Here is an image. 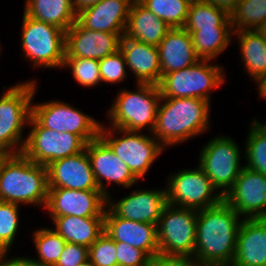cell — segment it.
<instances>
[{
  "instance_id": "cell-1",
  "label": "cell",
  "mask_w": 266,
  "mask_h": 266,
  "mask_svg": "<svg viewBox=\"0 0 266 266\" xmlns=\"http://www.w3.org/2000/svg\"><path fill=\"white\" fill-rule=\"evenodd\" d=\"M239 218L224 199L198 211L194 257L204 266H231L242 222Z\"/></svg>"
},
{
  "instance_id": "cell-2",
  "label": "cell",
  "mask_w": 266,
  "mask_h": 266,
  "mask_svg": "<svg viewBox=\"0 0 266 266\" xmlns=\"http://www.w3.org/2000/svg\"><path fill=\"white\" fill-rule=\"evenodd\" d=\"M154 136L163 146L183 142L203 133L209 127L210 102L200 98H161Z\"/></svg>"
},
{
  "instance_id": "cell-3",
  "label": "cell",
  "mask_w": 266,
  "mask_h": 266,
  "mask_svg": "<svg viewBox=\"0 0 266 266\" xmlns=\"http://www.w3.org/2000/svg\"><path fill=\"white\" fill-rule=\"evenodd\" d=\"M47 200V167L22 153L6 154L0 161V201L46 207Z\"/></svg>"
},
{
  "instance_id": "cell-4",
  "label": "cell",
  "mask_w": 266,
  "mask_h": 266,
  "mask_svg": "<svg viewBox=\"0 0 266 266\" xmlns=\"http://www.w3.org/2000/svg\"><path fill=\"white\" fill-rule=\"evenodd\" d=\"M138 91H121L111 109L108 118L114 128L139 132L144 127L153 132L157 110L161 100L158 85L137 84Z\"/></svg>"
},
{
  "instance_id": "cell-5",
  "label": "cell",
  "mask_w": 266,
  "mask_h": 266,
  "mask_svg": "<svg viewBox=\"0 0 266 266\" xmlns=\"http://www.w3.org/2000/svg\"><path fill=\"white\" fill-rule=\"evenodd\" d=\"M35 91V81L23 82L12 86L0 98V150L5 154L22 153L26 141H21L22 131L32 115Z\"/></svg>"
},
{
  "instance_id": "cell-6",
  "label": "cell",
  "mask_w": 266,
  "mask_h": 266,
  "mask_svg": "<svg viewBox=\"0 0 266 266\" xmlns=\"http://www.w3.org/2000/svg\"><path fill=\"white\" fill-rule=\"evenodd\" d=\"M199 60L194 65L162 76L161 98H200L210 102V91L225 82L223 68Z\"/></svg>"
},
{
  "instance_id": "cell-7",
  "label": "cell",
  "mask_w": 266,
  "mask_h": 266,
  "mask_svg": "<svg viewBox=\"0 0 266 266\" xmlns=\"http://www.w3.org/2000/svg\"><path fill=\"white\" fill-rule=\"evenodd\" d=\"M22 49L34 67H62L65 59V31L23 15Z\"/></svg>"
},
{
  "instance_id": "cell-8",
  "label": "cell",
  "mask_w": 266,
  "mask_h": 266,
  "mask_svg": "<svg viewBox=\"0 0 266 266\" xmlns=\"http://www.w3.org/2000/svg\"><path fill=\"white\" fill-rule=\"evenodd\" d=\"M198 211L167 204L157 223L159 254L193 256Z\"/></svg>"
},
{
  "instance_id": "cell-9",
  "label": "cell",
  "mask_w": 266,
  "mask_h": 266,
  "mask_svg": "<svg viewBox=\"0 0 266 266\" xmlns=\"http://www.w3.org/2000/svg\"><path fill=\"white\" fill-rule=\"evenodd\" d=\"M29 125L32 129L25 139L22 154L36 164L47 166L85 150L87 143L78 135L45 128L32 115Z\"/></svg>"
},
{
  "instance_id": "cell-10",
  "label": "cell",
  "mask_w": 266,
  "mask_h": 266,
  "mask_svg": "<svg viewBox=\"0 0 266 266\" xmlns=\"http://www.w3.org/2000/svg\"><path fill=\"white\" fill-rule=\"evenodd\" d=\"M106 130L107 128L101 124L99 137L129 167L138 180L147 173L157 156L161 155L164 150L154 136L150 137L137 131L120 130L114 127ZM110 130L111 132L117 130L124 135L121 138H112Z\"/></svg>"
},
{
  "instance_id": "cell-11",
  "label": "cell",
  "mask_w": 266,
  "mask_h": 266,
  "mask_svg": "<svg viewBox=\"0 0 266 266\" xmlns=\"http://www.w3.org/2000/svg\"><path fill=\"white\" fill-rule=\"evenodd\" d=\"M168 182L167 204L172 206L200 211L223 200L221 193L212 196L217 189L199 166L194 170H181L171 175Z\"/></svg>"
},
{
  "instance_id": "cell-12",
  "label": "cell",
  "mask_w": 266,
  "mask_h": 266,
  "mask_svg": "<svg viewBox=\"0 0 266 266\" xmlns=\"http://www.w3.org/2000/svg\"><path fill=\"white\" fill-rule=\"evenodd\" d=\"M199 167L224 197L234 186L243 169L240 166V149L234 140L220 136L212 139L201 150Z\"/></svg>"
},
{
  "instance_id": "cell-13",
  "label": "cell",
  "mask_w": 266,
  "mask_h": 266,
  "mask_svg": "<svg viewBox=\"0 0 266 266\" xmlns=\"http://www.w3.org/2000/svg\"><path fill=\"white\" fill-rule=\"evenodd\" d=\"M32 116L43 127L78 135L86 143L99 137L101 123L64 102L32 105Z\"/></svg>"
},
{
  "instance_id": "cell-14",
  "label": "cell",
  "mask_w": 266,
  "mask_h": 266,
  "mask_svg": "<svg viewBox=\"0 0 266 266\" xmlns=\"http://www.w3.org/2000/svg\"><path fill=\"white\" fill-rule=\"evenodd\" d=\"M223 199L245 219L266 218V175L243 166Z\"/></svg>"
},
{
  "instance_id": "cell-15",
  "label": "cell",
  "mask_w": 266,
  "mask_h": 266,
  "mask_svg": "<svg viewBox=\"0 0 266 266\" xmlns=\"http://www.w3.org/2000/svg\"><path fill=\"white\" fill-rule=\"evenodd\" d=\"M107 197L100 190L48 188L44 209L51 217H104Z\"/></svg>"
},
{
  "instance_id": "cell-16",
  "label": "cell",
  "mask_w": 266,
  "mask_h": 266,
  "mask_svg": "<svg viewBox=\"0 0 266 266\" xmlns=\"http://www.w3.org/2000/svg\"><path fill=\"white\" fill-rule=\"evenodd\" d=\"M124 34L90 30L76 20L65 32V58L101 60L120 49Z\"/></svg>"
},
{
  "instance_id": "cell-17",
  "label": "cell",
  "mask_w": 266,
  "mask_h": 266,
  "mask_svg": "<svg viewBox=\"0 0 266 266\" xmlns=\"http://www.w3.org/2000/svg\"><path fill=\"white\" fill-rule=\"evenodd\" d=\"M46 167L48 188L100 190L86 149L76 155L55 160Z\"/></svg>"
},
{
  "instance_id": "cell-18",
  "label": "cell",
  "mask_w": 266,
  "mask_h": 266,
  "mask_svg": "<svg viewBox=\"0 0 266 266\" xmlns=\"http://www.w3.org/2000/svg\"><path fill=\"white\" fill-rule=\"evenodd\" d=\"M86 152L91 168L100 191L108 198L110 195L103 185L102 179L107 183L115 182L124 187H131L138 181L129 167L118 158L110 147L98 137L86 144ZM105 186V187H104Z\"/></svg>"
},
{
  "instance_id": "cell-19",
  "label": "cell",
  "mask_w": 266,
  "mask_h": 266,
  "mask_svg": "<svg viewBox=\"0 0 266 266\" xmlns=\"http://www.w3.org/2000/svg\"><path fill=\"white\" fill-rule=\"evenodd\" d=\"M104 233L115 242L144 250L151 258L159 254L157 225L118 217L108 206L104 214Z\"/></svg>"
},
{
  "instance_id": "cell-20",
  "label": "cell",
  "mask_w": 266,
  "mask_h": 266,
  "mask_svg": "<svg viewBox=\"0 0 266 266\" xmlns=\"http://www.w3.org/2000/svg\"><path fill=\"white\" fill-rule=\"evenodd\" d=\"M167 205L166 189L139 190L116 202L107 198V206L118 216L127 220L157 225Z\"/></svg>"
},
{
  "instance_id": "cell-21",
  "label": "cell",
  "mask_w": 266,
  "mask_h": 266,
  "mask_svg": "<svg viewBox=\"0 0 266 266\" xmlns=\"http://www.w3.org/2000/svg\"><path fill=\"white\" fill-rule=\"evenodd\" d=\"M134 0H102L77 12V21L90 30L125 33L129 10Z\"/></svg>"
},
{
  "instance_id": "cell-22",
  "label": "cell",
  "mask_w": 266,
  "mask_h": 266,
  "mask_svg": "<svg viewBox=\"0 0 266 266\" xmlns=\"http://www.w3.org/2000/svg\"><path fill=\"white\" fill-rule=\"evenodd\" d=\"M231 266H266V218L242 220Z\"/></svg>"
},
{
  "instance_id": "cell-23",
  "label": "cell",
  "mask_w": 266,
  "mask_h": 266,
  "mask_svg": "<svg viewBox=\"0 0 266 266\" xmlns=\"http://www.w3.org/2000/svg\"><path fill=\"white\" fill-rule=\"evenodd\" d=\"M127 67L134 72L137 84L159 85L161 66L156 46L148 45L132 38L123 36L120 41Z\"/></svg>"
},
{
  "instance_id": "cell-24",
  "label": "cell",
  "mask_w": 266,
  "mask_h": 266,
  "mask_svg": "<svg viewBox=\"0 0 266 266\" xmlns=\"http://www.w3.org/2000/svg\"><path fill=\"white\" fill-rule=\"evenodd\" d=\"M157 48L161 78L166 73L190 67L200 60L196 55L191 34L184 28H171Z\"/></svg>"
},
{
  "instance_id": "cell-25",
  "label": "cell",
  "mask_w": 266,
  "mask_h": 266,
  "mask_svg": "<svg viewBox=\"0 0 266 266\" xmlns=\"http://www.w3.org/2000/svg\"><path fill=\"white\" fill-rule=\"evenodd\" d=\"M170 27L138 0L131 4L124 36L158 47Z\"/></svg>"
},
{
  "instance_id": "cell-26",
  "label": "cell",
  "mask_w": 266,
  "mask_h": 266,
  "mask_svg": "<svg viewBox=\"0 0 266 266\" xmlns=\"http://www.w3.org/2000/svg\"><path fill=\"white\" fill-rule=\"evenodd\" d=\"M55 231L66 241L89 248L104 233V217H51Z\"/></svg>"
},
{
  "instance_id": "cell-27",
  "label": "cell",
  "mask_w": 266,
  "mask_h": 266,
  "mask_svg": "<svg viewBox=\"0 0 266 266\" xmlns=\"http://www.w3.org/2000/svg\"><path fill=\"white\" fill-rule=\"evenodd\" d=\"M24 13L65 32L77 19L72 0H26Z\"/></svg>"
},
{
  "instance_id": "cell-28",
  "label": "cell",
  "mask_w": 266,
  "mask_h": 266,
  "mask_svg": "<svg viewBox=\"0 0 266 266\" xmlns=\"http://www.w3.org/2000/svg\"><path fill=\"white\" fill-rule=\"evenodd\" d=\"M239 37L242 62L259 83L266 77V42L258 30L233 31Z\"/></svg>"
},
{
  "instance_id": "cell-29",
  "label": "cell",
  "mask_w": 266,
  "mask_h": 266,
  "mask_svg": "<svg viewBox=\"0 0 266 266\" xmlns=\"http://www.w3.org/2000/svg\"><path fill=\"white\" fill-rule=\"evenodd\" d=\"M232 27L230 15L223 9L207 1L190 3L184 29L194 33L202 28Z\"/></svg>"
},
{
  "instance_id": "cell-30",
  "label": "cell",
  "mask_w": 266,
  "mask_h": 266,
  "mask_svg": "<svg viewBox=\"0 0 266 266\" xmlns=\"http://www.w3.org/2000/svg\"><path fill=\"white\" fill-rule=\"evenodd\" d=\"M232 33L233 27L202 28L190 33L196 55L201 60H212L229 45Z\"/></svg>"
},
{
  "instance_id": "cell-31",
  "label": "cell",
  "mask_w": 266,
  "mask_h": 266,
  "mask_svg": "<svg viewBox=\"0 0 266 266\" xmlns=\"http://www.w3.org/2000/svg\"><path fill=\"white\" fill-rule=\"evenodd\" d=\"M229 15L233 31L257 30L266 23V0H241Z\"/></svg>"
},
{
  "instance_id": "cell-32",
  "label": "cell",
  "mask_w": 266,
  "mask_h": 266,
  "mask_svg": "<svg viewBox=\"0 0 266 266\" xmlns=\"http://www.w3.org/2000/svg\"><path fill=\"white\" fill-rule=\"evenodd\" d=\"M145 8L152 11L171 28H183L191 1L190 0H138Z\"/></svg>"
},
{
  "instance_id": "cell-33",
  "label": "cell",
  "mask_w": 266,
  "mask_h": 266,
  "mask_svg": "<svg viewBox=\"0 0 266 266\" xmlns=\"http://www.w3.org/2000/svg\"><path fill=\"white\" fill-rule=\"evenodd\" d=\"M245 148L247 165L251 170L266 175V123H251Z\"/></svg>"
},
{
  "instance_id": "cell-34",
  "label": "cell",
  "mask_w": 266,
  "mask_h": 266,
  "mask_svg": "<svg viewBox=\"0 0 266 266\" xmlns=\"http://www.w3.org/2000/svg\"><path fill=\"white\" fill-rule=\"evenodd\" d=\"M34 244L40 259L33 260L39 266H55L64 250L66 241L53 228H44L34 233Z\"/></svg>"
},
{
  "instance_id": "cell-35",
  "label": "cell",
  "mask_w": 266,
  "mask_h": 266,
  "mask_svg": "<svg viewBox=\"0 0 266 266\" xmlns=\"http://www.w3.org/2000/svg\"><path fill=\"white\" fill-rule=\"evenodd\" d=\"M70 67L75 80L83 86H95L101 82L99 60L88 58H65L63 67Z\"/></svg>"
},
{
  "instance_id": "cell-36",
  "label": "cell",
  "mask_w": 266,
  "mask_h": 266,
  "mask_svg": "<svg viewBox=\"0 0 266 266\" xmlns=\"http://www.w3.org/2000/svg\"><path fill=\"white\" fill-rule=\"evenodd\" d=\"M18 204L0 201V244L8 250L18 230Z\"/></svg>"
},
{
  "instance_id": "cell-37",
  "label": "cell",
  "mask_w": 266,
  "mask_h": 266,
  "mask_svg": "<svg viewBox=\"0 0 266 266\" xmlns=\"http://www.w3.org/2000/svg\"><path fill=\"white\" fill-rule=\"evenodd\" d=\"M88 259L95 266H118L115 241L103 233L88 248Z\"/></svg>"
},
{
  "instance_id": "cell-38",
  "label": "cell",
  "mask_w": 266,
  "mask_h": 266,
  "mask_svg": "<svg viewBox=\"0 0 266 266\" xmlns=\"http://www.w3.org/2000/svg\"><path fill=\"white\" fill-rule=\"evenodd\" d=\"M126 61L120 49L114 54L99 60V71L102 82H121L126 77Z\"/></svg>"
},
{
  "instance_id": "cell-39",
  "label": "cell",
  "mask_w": 266,
  "mask_h": 266,
  "mask_svg": "<svg viewBox=\"0 0 266 266\" xmlns=\"http://www.w3.org/2000/svg\"><path fill=\"white\" fill-rule=\"evenodd\" d=\"M115 245L118 266H151L152 258L144 250L122 242Z\"/></svg>"
},
{
  "instance_id": "cell-40",
  "label": "cell",
  "mask_w": 266,
  "mask_h": 266,
  "mask_svg": "<svg viewBox=\"0 0 266 266\" xmlns=\"http://www.w3.org/2000/svg\"><path fill=\"white\" fill-rule=\"evenodd\" d=\"M88 259V248L75 243L66 242L55 266H78Z\"/></svg>"
},
{
  "instance_id": "cell-41",
  "label": "cell",
  "mask_w": 266,
  "mask_h": 266,
  "mask_svg": "<svg viewBox=\"0 0 266 266\" xmlns=\"http://www.w3.org/2000/svg\"><path fill=\"white\" fill-rule=\"evenodd\" d=\"M151 266H204L193 256H166L157 254L151 260Z\"/></svg>"
},
{
  "instance_id": "cell-42",
  "label": "cell",
  "mask_w": 266,
  "mask_h": 266,
  "mask_svg": "<svg viewBox=\"0 0 266 266\" xmlns=\"http://www.w3.org/2000/svg\"><path fill=\"white\" fill-rule=\"evenodd\" d=\"M0 266H39L33 258H11L7 259L6 258L2 261H0Z\"/></svg>"
},
{
  "instance_id": "cell-43",
  "label": "cell",
  "mask_w": 266,
  "mask_h": 266,
  "mask_svg": "<svg viewBox=\"0 0 266 266\" xmlns=\"http://www.w3.org/2000/svg\"><path fill=\"white\" fill-rule=\"evenodd\" d=\"M205 1L213 3L217 7L225 10L228 14H230L241 0H205Z\"/></svg>"
},
{
  "instance_id": "cell-44",
  "label": "cell",
  "mask_w": 266,
  "mask_h": 266,
  "mask_svg": "<svg viewBox=\"0 0 266 266\" xmlns=\"http://www.w3.org/2000/svg\"><path fill=\"white\" fill-rule=\"evenodd\" d=\"M102 0H72L73 7L76 12H79L85 8L93 6Z\"/></svg>"
},
{
  "instance_id": "cell-45",
  "label": "cell",
  "mask_w": 266,
  "mask_h": 266,
  "mask_svg": "<svg viewBox=\"0 0 266 266\" xmlns=\"http://www.w3.org/2000/svg\"><path fill=\"white\" fill-rule=\"evenodd\" d=\"M258 87L260 96L266 98V77L259 83Z\"/></svg>"
},
{
  "instance_id": "cell-46",
  "label": "cell",
  "mask_w": 266,
  "mask_h": 266,
  "mask_svg": "<svg viewBox=\"0 0 266 266\" xmlns=\"http://www.w3.org/2000/svg\"><path fill=\"white\" fill-rule=\"evenodd\" d=\"M261 35L264 37L266 42V23H264L259 29H257Z\"/></svg>"
},
{
  "instance_id": "cell-47",
  "label": "cell",
  "mask_w": 266,
  "mask_h": 266,
  "mask_svg": "<svg viewBox=\"0 0 266 266\" xmlns=\"http://www.w3.org/2000/svg\"><path fill=\"white\" fill-rule=\"evenodd\" d=\"M9 250H6L1 244H0V261L3 260L4 257H6V253Z\"/></svg>"
},
{
  "instance_id": "cell-48",
  "label": "cell",
  "mask_w": 266,
  "mask_h": 266,
  "mask_svg": "<svg viewBox=\"0 0 266 266\" xmlns=\"http://www.w3.org/2000/svg\"><path fill=\"white\" fill-rule=\"evenodd\" d=\"M78 266H95L89 259H87L85 262L79 264Z\"/></svg>"
},
{
  "instance_id": "cell-49",
  "label": "cell",
  "mask_w": 266,
  "mask_h": 266,
  "mask_svg": "<svg viewBox=\"0 0 266 266\" xmlns=\"http://www.w3.org/2000/svg\"><path fill=\"white\" fill-rule=\"evenodd\" d=\"M5 155L6 154L3 151L0 150V161L4 158Z\"/></svg>"
},
{
  "instance_id": "cell-50",
  "label": "cell",
  "mask_w": 266,
  "mask_h": 266,
  "mask_svg": "<svg viewBox=\"0 0 266 266\" xmlns=\"http://www.w3.org/2000/svg\"><path fill=\"white\" fill-rule=\"evenodd\" d=\"M191 2H193V1H205V0H190Z\"/></svg>"
}]
</instances>
